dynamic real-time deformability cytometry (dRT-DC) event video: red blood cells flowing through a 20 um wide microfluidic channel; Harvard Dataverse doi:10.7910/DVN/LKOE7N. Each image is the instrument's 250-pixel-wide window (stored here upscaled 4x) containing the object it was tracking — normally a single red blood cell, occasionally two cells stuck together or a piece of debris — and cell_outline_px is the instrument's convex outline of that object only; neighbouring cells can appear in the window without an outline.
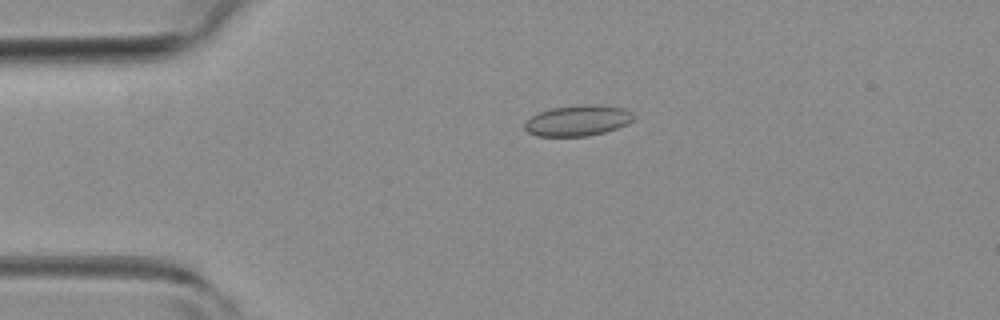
{"species": "common noctule bat (a hibernating species)", "species_latin": "Nyctalus noctula", "temperature_condition": "room temperature", "stored_images_in_passage": 51, "camera_frame_rate_fps": 3000, "um_per_image_px": 0.085, "animal": {"sex": "female", "body_mass_g": 19.3, "forearm_length_mm": 54.1}, "frame": {"image": 1, "passage_image": 11, "time_ms": 3.333, "image_size_px": [1000, 320], "cell_outline_px": [[636, 116], [628, 124], [604, 132], [588, 136], [536, 136], [528, 132], [524, 128], [524, 120], [540, 112], [552, 108], [580, 104], [596, 104], [624, 108], [632, 112]], "centroid_in_image_um": [49.11, 10.24], "position_along_channel_um": 35.9, "area_um2": 19.71}}
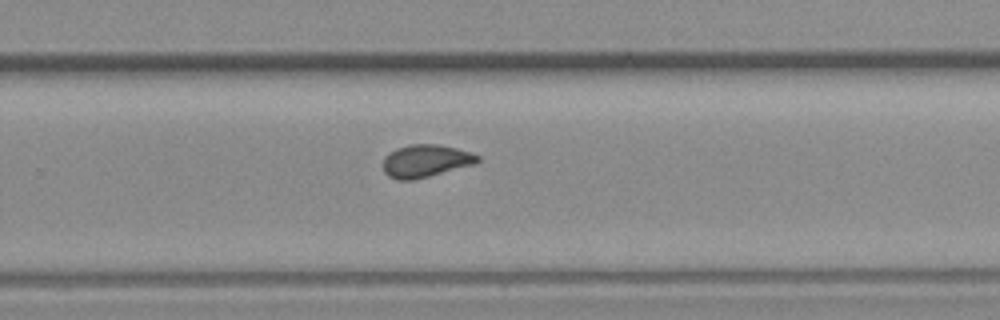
{"frame": {"image": 2, "passage_image": 33, "time_ms": 10.667, "image_size_px": [1000, 320], "cell_outline_px": [[480, 160], [476, 164], [412, 180], [396, 180], [388, 176], [384, 172], [384, 156], [396, 148], [408, 144], [440, 144], [472, 152], [480, 156]], "centroid_in_image_um": [36.19, 13.67], "position_along_channel_um": 293.6, "area_um2": 18.09}}
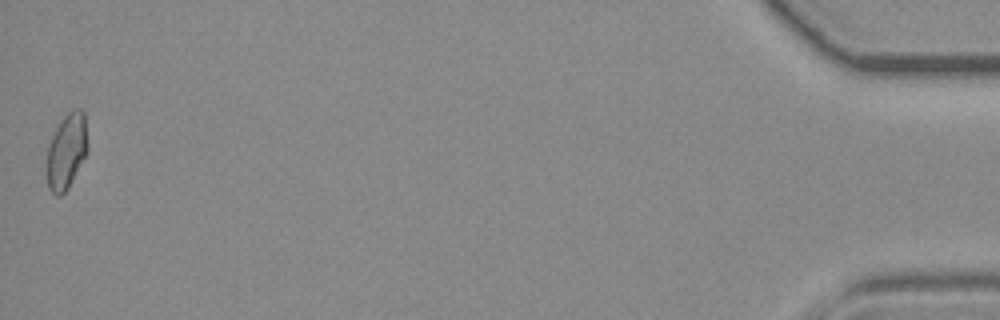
{"frame": {"image": 3, "passage_image": 51, "time_ms": 16.667, "image_size_px": [1000, 320], "cell_outline_px": [[88, 152], [68, 188], [60, 196], [56, 196], [48, 188], [44, 168], [44, 164], [48, 144], [60, 120], [72, 108], [80, 108], [84, 112], [88, 148]], "centroid_in_image_um": [5.62, 12.87], "position_along_channel_um": 429.6, "area_um2": 18.61}, "authors_computed_cell_mechanics": {"area_um2": 18.0336, "velocity_mm_per_s": 3.9802, "shape_relaxation_time_tau1_ms": 10.18, "shape_relaxation_time_tau2_ms": 1.1887, "deformation_change_tau1": 0.1457, "deformation_change_tau2": 0.0426}}